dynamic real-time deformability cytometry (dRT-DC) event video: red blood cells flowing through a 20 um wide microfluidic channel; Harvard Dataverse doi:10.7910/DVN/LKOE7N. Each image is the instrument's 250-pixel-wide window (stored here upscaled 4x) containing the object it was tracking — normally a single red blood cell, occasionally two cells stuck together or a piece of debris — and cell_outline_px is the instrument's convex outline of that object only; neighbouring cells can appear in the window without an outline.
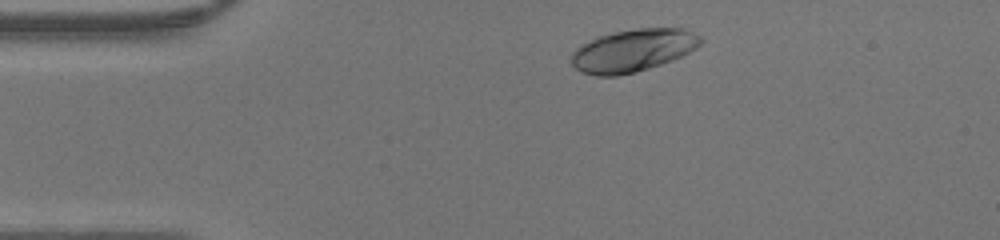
{"species": "human", "species_latin": "Homo sapiens", "temperature_condition": "warm", "stored_images_in_passage": 41, "camera_frame_rate_fps": 3000, "um_per_image_px": 0.085, "donor": {"sex": "male"}, "frame": {"image": 1, "passage_image": 3, "time_ms": 0.667, "image_size_px": [1000, 240], "cell_outline_px": [[704, 40], [696, 48], [672, 60], [636, 72], [616, 76], [596, 76], [580, 72], [572, 64], [572, 52], [580, 44], [596, 36], [636, 28], [684, 28], [700, 36]], "centroid_in_image_um": [53.78, 4.28], "position_along_channel_um": 31.2, "area_um2": 32.08}}
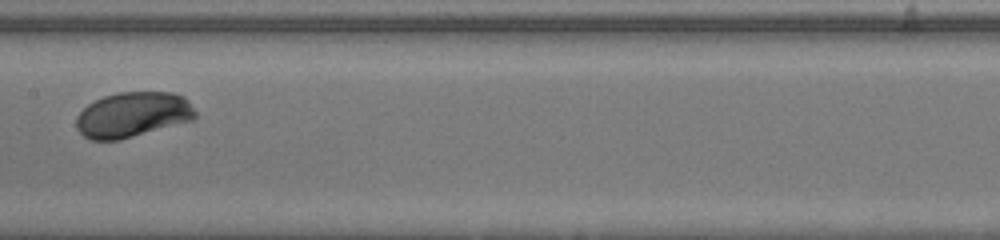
{"frame": {"image": 2, "passage_image": 18, "time_ms": 5.667, "image_size_px": [1000, 240], "cell_outline_px": [[196, 120], [120, 140], [88, 140], [76, 128], [76, 116], [88, 104], [104, 96], [120, 92], [172, 92], [184, 96], [188, 100], [196, 112]], "centroid_in_image_um": [11.31, 9.76], "position_along_channel_um": 196.1, "area_um2": 31.73}}
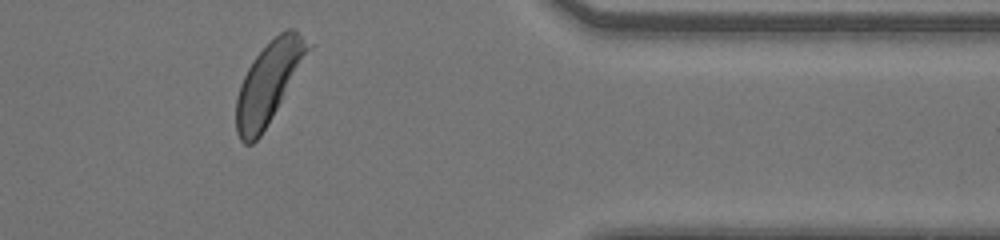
{"frame": {"image": 3, "passage_image": 33, "time_ms": 10.667, "image_size_px": [1000, 240], "cell_outline_px": [[316, 44], [260, 136], [252, 144], [244, 144], [240, 140], [236, 132], [236, 96], [240, 84], [252, 60], [284, 28], [296, 28]], "centroid_in_image_um": [22.9, 6.95], "position_along_channel_um": 388.5, "area_um2": 34.22}}